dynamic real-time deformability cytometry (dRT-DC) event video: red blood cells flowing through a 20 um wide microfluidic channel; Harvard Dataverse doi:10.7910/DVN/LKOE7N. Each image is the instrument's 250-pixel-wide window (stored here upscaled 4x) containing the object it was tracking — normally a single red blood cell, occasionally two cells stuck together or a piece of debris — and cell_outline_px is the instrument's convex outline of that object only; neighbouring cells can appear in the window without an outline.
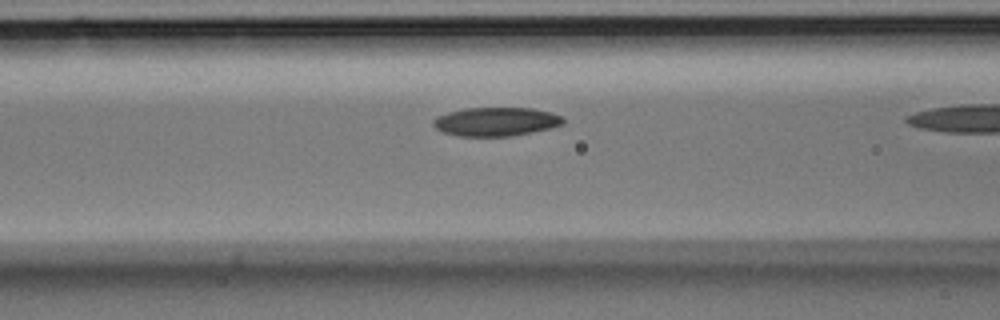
{"species": "Egyptian fruit bat (a non-hibernating species)", "species_latin": "Rousettus aegyptiacus", "temperature_condition": "room temperature", "stored_images_in_passage": 13, "camera_frame_rate_fps": 3000, "um_per_image_px": 0.085, "animal": {"sex": "male"}, "frame": {"image": 1, "passage_image": 11, "time_ms": 3.333, "image_size_px": [1000, 320], "cell_outline_px": [[564, 124], [532, 132], [512, 136], [460, 136], [444, 132], [436, 128], [432, 124], [432, 120], [436, 116], [448, 112], [464, 108], [532, 108], [552, 112], [564, 116]], "centroid_in_image_um": [42.17, 10.33], "position_along_channel_um": 124.4, "area_um2": 21.85}}